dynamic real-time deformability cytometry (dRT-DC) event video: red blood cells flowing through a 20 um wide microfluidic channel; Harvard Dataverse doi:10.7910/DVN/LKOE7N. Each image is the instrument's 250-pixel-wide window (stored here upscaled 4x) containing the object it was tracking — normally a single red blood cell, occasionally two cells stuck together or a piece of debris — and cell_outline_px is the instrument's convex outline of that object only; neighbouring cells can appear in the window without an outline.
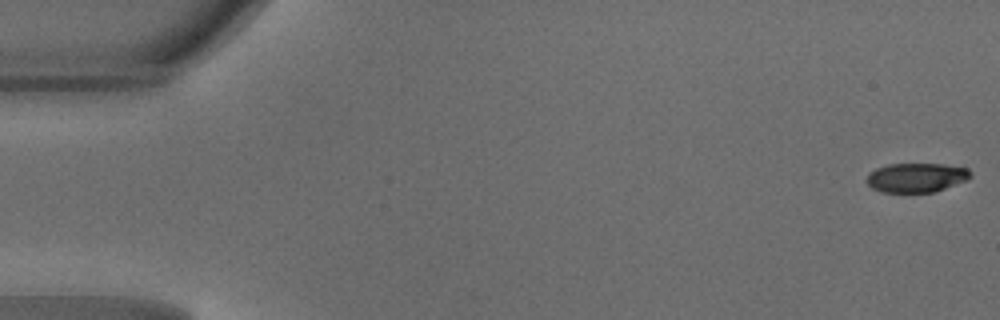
{"species": "common noctule bat (a hibernating species)", "species_latin": "Nyctalus noctula", "temperature_condition": "warm", "stored_images_in_passage": 48, "camera_frame_rate_fps": 3000, "um_per_image_px": 0.085, "animal": {"sex": "male", "body_mass_g": 18.8}, "frame": {"image": 1, "passage_image": 1, "time_ms": 0.0, "image_size_px": [1000, 320], "cell_outline_px": [[972, 176], [968, 180], [932, 192], [880, 192], [872, 188], [868, 184], [868, 172], [876, 168], [888, 164], [944, 164], [968, 168], [972, 172]], "centroid_in_image_um": [77.91, 15.08], "position_along_channel_um": 7.1, "area_um2": 17.74}}
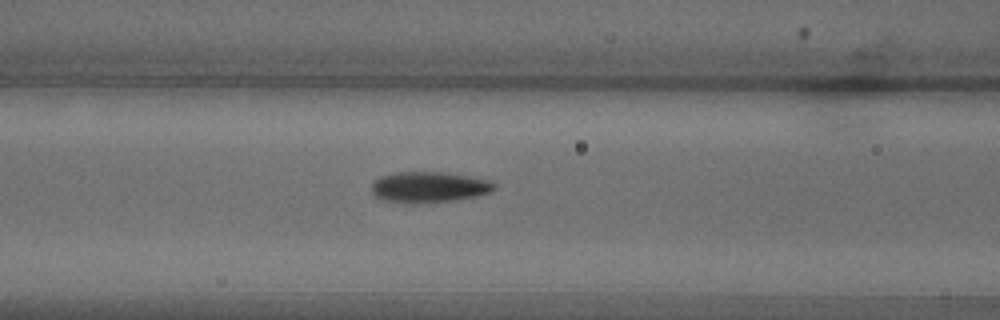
{"frame": {"image": 2, "passage_image": 20, "time_ms": 6.333, "image_size_px": [1000, 320], "cell_outline_px": [[496, 188], [488, 192], [476, 196], [456, 200], [384, 200], [376, 196], [372, 192], [372, 184], [380, 176], [396, 172], [448, 172], [492, 180], [496, 184]], "centroid_in_image_um": [36.54, 15.84], "position_along_channel_um": 130.1, "area_um2": 21.15}}
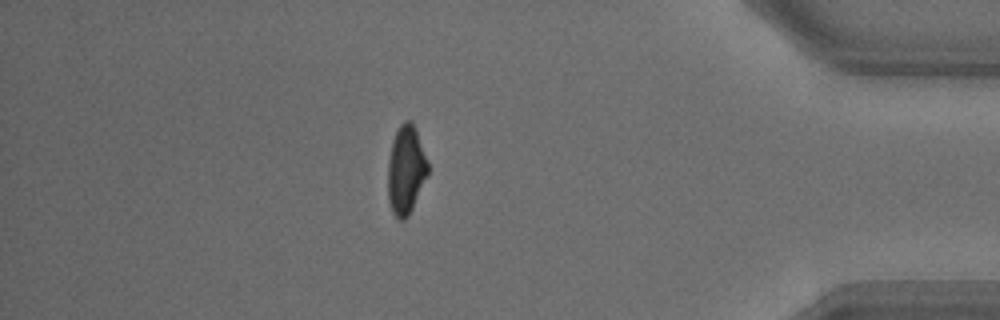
{"frame": {"image": 3, "passage_image": 42, "time_ms": 13.667, "image_size_px": [1000, 320], "cell_outline_px": [[428, 176], [408, 216], [404, 220], [400, 220], [392, 212], [388, 200], [388, 160], [392, 140], [400, 124], [404, 120], [412, 120], [416, 128], [428, 160]], "centroid_in_image_um": [34.51, 14.41], "position_along_channel_um": 400.7, "area_um2": 20.92}, "authors_computed_cell_mechanics": {"area_um2": 20.8947, "velocity_mm_per_s": 4.207, "shape_relaxation_time_tau1_ms": 3.0468, "shape_relaxation_time_tau2_ms": 1.8461, "deformation_change_tau1": 0.151, "deformation_change_tau2": 0.0886}}